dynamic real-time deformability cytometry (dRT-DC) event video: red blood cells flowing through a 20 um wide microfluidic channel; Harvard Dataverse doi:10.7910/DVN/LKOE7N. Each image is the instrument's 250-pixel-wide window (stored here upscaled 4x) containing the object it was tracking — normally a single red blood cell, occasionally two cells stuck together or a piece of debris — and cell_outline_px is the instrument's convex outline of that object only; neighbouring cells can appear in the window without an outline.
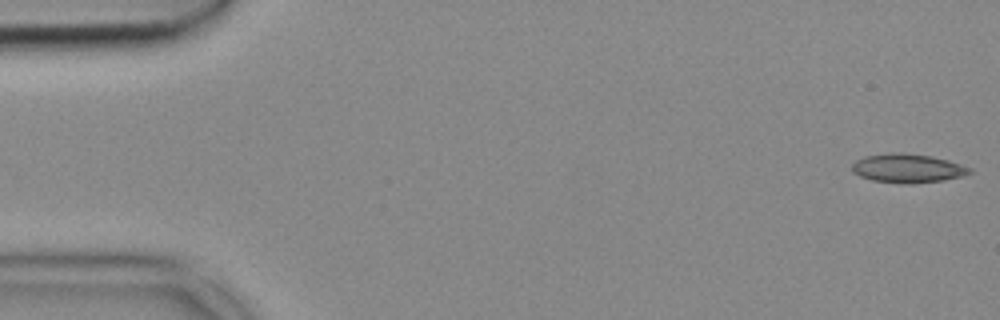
{"species": "common noctule bat (a hibernating species)", "species_latin": "Nyctalus noctula", "temperature_condition": "cold", "stored_images_in_passage": 53, "camera_frame_rate_fps": 3000, "um_per_image_px": 0.085, "animal": {"sex": "female", "body_mass_g": 18.4}, "frame": {"image": 1, "passage_image": 1, "time_ms": 0.0, "image_size_px": [1000, 320], "cell_outline_px": [[972, 172], [960, 176], [944, 180], [912, 184], [904, 184], [872, 180], [860, 176], [852, 172], [852, 164], [856, 160], [864, 156], [892, 152], [900, 152], [932, 156], [948, 160], [972, 168]], "centroid_in_image_um": [77.13, 14.3], "position_along_channel_um": 7.9, "area_um2": 19.88}}
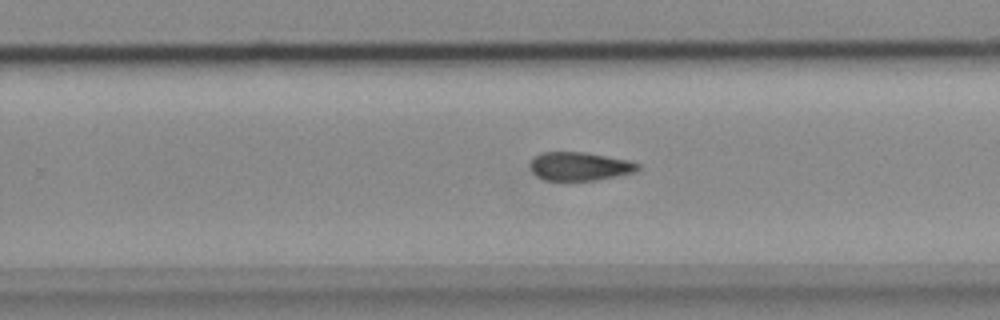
{"frame": {"image": 2, "passage_image": 33, "time_ms": 10.667, "image_size_px": [1000, 320], "cell_outline_px": [[640, 168], [636, 172], [596, 180], [568, 184], [544, 180], [536, 176], [532, 172], [528, 164], [540, 152], [584, 152], [632, 160], [640, 164]], "centroid_in_image_um": [49.25, 14.18], "position_along_channel_um": 280.5, "area_um2": 18.84}}
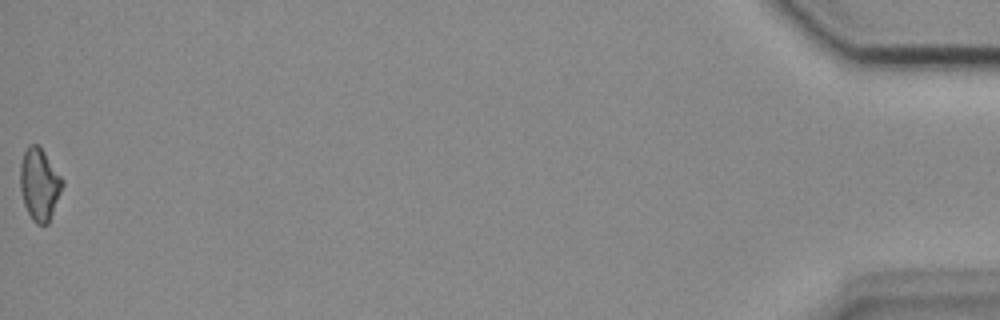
{"frame": {"image": 3, "passage_image": 53, "time_ms": 17.333, "image_size_px": [1000, 320], "cell_outline_px": [[64, 184], [48, 224], [36, 224], [32, 220], [24, 204], [20, 188], [20, 164], [24, 152], [28, 144], [36, 144], [44, 152], [64, 180]], "centroid_in_image_um": [3.35, 15.67], "position_along_channel_um": 431.9, "area_um2": 17.63}}